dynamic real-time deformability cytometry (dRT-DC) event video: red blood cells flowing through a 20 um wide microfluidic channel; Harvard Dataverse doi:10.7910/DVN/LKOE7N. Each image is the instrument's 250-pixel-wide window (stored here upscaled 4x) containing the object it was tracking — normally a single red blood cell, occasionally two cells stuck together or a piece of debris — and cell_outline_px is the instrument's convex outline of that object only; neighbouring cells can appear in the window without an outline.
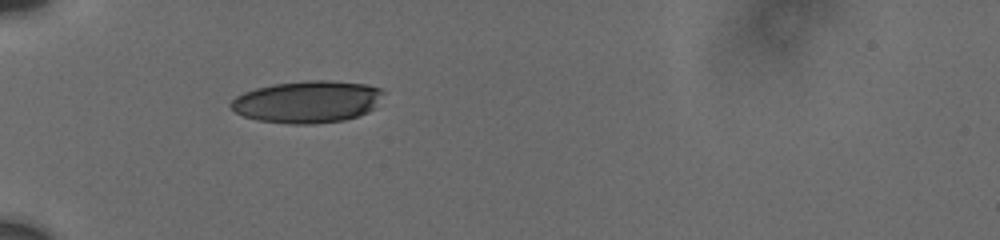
{"species": "human", "species_latin": "Homo sapiens", "temperature_condition": "cold", "stored_images_in_passage": 61, "camera_frame_rate_fps": 3000, "um_per_image_px": 0.085, "donor": {"sex": "male"}, "frame": {"image": 1, "passage_image": 1, "time_ms": 0.0, "image_size_px": [1000, 240], "cell_outline_px": [[384, 92], [376, 108], [368, 112], [344, 120], [312, 124], [288, 124], [256, 120], [244, 116], [236, 112], [228, 104], [236, 96], [244, 92], [256, 88], [272, 84], [304, 80], [328, 80], [368, 84], [380, 88]], "centroid_in_image_um": [26.14, 8.64], "position_along_channel_um": 58.9, "area_um2": 37.69}}
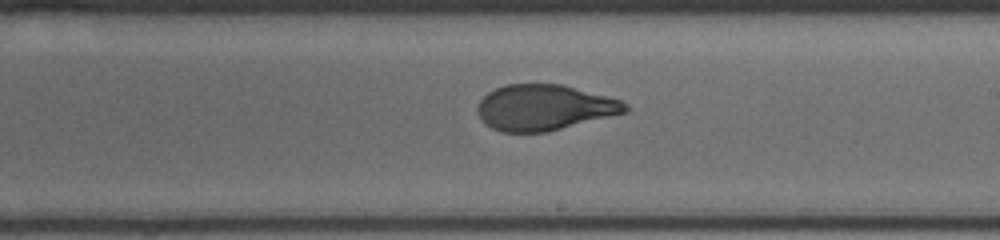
{"frame": {"image": 2, "passage_image": 20, "time_ms": 5.333, "image_size_px": [1000, 240], "cell_outline_px": [[628, 112], [548, 132], [500, 132], [484, 124], [476, 112], [476, 108], [480, 100], [488, 92], [496, 88], [508, 84], [560, 84], [620, 100], [628, 104]], "centroid_in_image_um": [46.23, 9.15], "position_along_channel_um": 242.8, "area_um2": 39.36}}
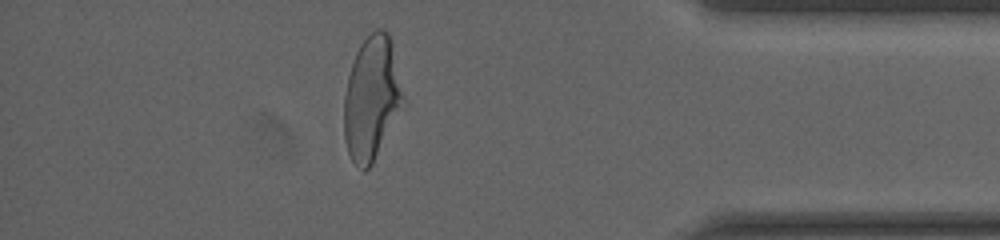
{"frame": {"image": 3, "passage_image": 49, "time_ms": 10.333, "image_size_px": [1000, 240], "cell_outline_px": [[404, 96], [372, 164], [364, 172], [352, 160], [348, 152], [344, 140], [344, 96], [348, 76], [356, 52], [360, 44], [376, 28], [380, 28], [388, 32], [392, 44]], "centroid_in_image_um": [31.54, 8.31], "position_along_channel_um": 403.7, "area_um2": 41.44}, "authors_computed_cell_mechanics": {"area_um2": 40.2288, "velocity_mm_per_s": 3.7369, "shape_relaxation_time_tau1_ms": 4.7866, "shape_relaxation_time_tau2_ms": 0.8728, "deformation_change_tau1": 0.1752, "deformation_change_tau2": 0.0623}}